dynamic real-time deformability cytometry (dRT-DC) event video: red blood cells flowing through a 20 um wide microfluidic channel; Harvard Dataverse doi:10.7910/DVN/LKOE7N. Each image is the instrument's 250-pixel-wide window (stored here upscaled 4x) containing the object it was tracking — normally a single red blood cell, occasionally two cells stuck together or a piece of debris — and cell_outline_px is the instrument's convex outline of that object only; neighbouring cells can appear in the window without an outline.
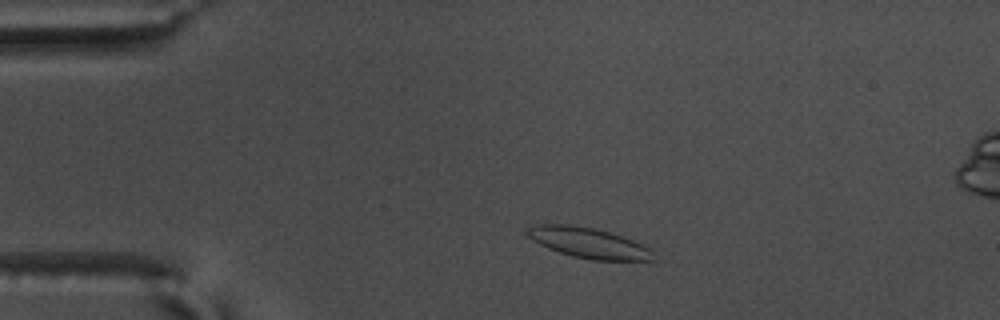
{"species": "common noctule bat (a hibernating species)", "species_latin": "Nyctalus noctula", "temperature_condition": "warm", "stored_images_in_passage": 52, "camera_frame_rate_fps": 3000, "um_per_image_px": 0.085, "animal": {"sex": "male", "body_mass_g": 17.5, "forearm_length_mm": 52.3}, "frame": {"image": 1, "passage_image": 7, "time_ms": 2.0, "image_size_px": [1000, 320], "cell_outline_px": [[656, 260], [592, 260], [572, 256], [548, 248], [540, 244], [528, 236], [524, 232], [532, 224], [568, 224], [592, 228], [608, 232], [632, 240], [648, 248], [652, 252]], "centroid_in_image_um": [49.97, 20.64], "position_along_channel_um": 35.0, "area_um2": 22.02}}
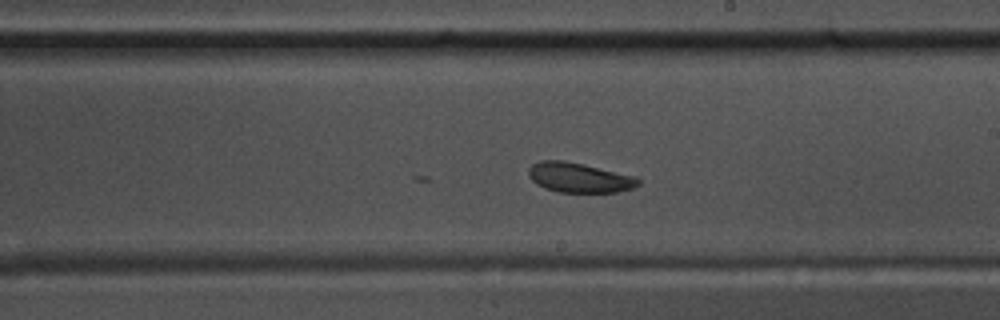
{"frame": {"image": 2, "passage_image": 28, "time_ms": 9.0, "image_size_px": [1000, 320], "cell_outline_px": [[640, 184], [632, 188], [616, 192], [560, 192], [544, 188], [536, 184], [528, 176], [528, 168], [532, 164], [540, 160], [564, 160], [584, 164], [636, 176], [640, 180]], "centroid_in_image_um": [49.21, 15.09], "position_along_channel_um": 239.8, "area_um2": 19.19}}
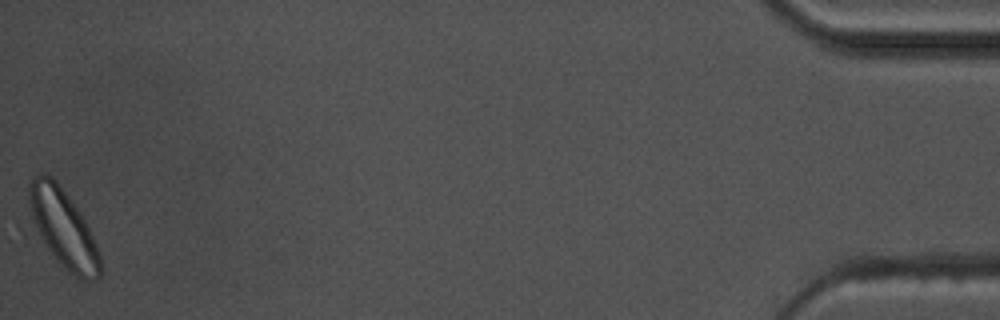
{"frame": {"image": 3, "passage_image": 52, "time_ms": 17.0, "image_size_px": [1000, 320], "cell_outline_px": [[100, 276], [96, 280], [80, 280], [64, 268], [56, 260], [28, 224], [28, 184], [32, 176], [40, 172], [44, 172], [52, 176], [56, 180], [80, 212], [100, 252]], "centroid_in_image_um": [5.28, 19.36], "position_along_channel_um": 429.9, "area_um2": 33.35}, "authors_computed_cell_mechanics": {"area_um2": 20.9525, "velocity_mm_per_s": 3.5691, "shape_relaxation_time_tau1_ms": 4.7121, "shape_relaxation_time_tau2_ms": null, "deformation_change_tau1": 0.0754, "deformation_change_tau2": null}}